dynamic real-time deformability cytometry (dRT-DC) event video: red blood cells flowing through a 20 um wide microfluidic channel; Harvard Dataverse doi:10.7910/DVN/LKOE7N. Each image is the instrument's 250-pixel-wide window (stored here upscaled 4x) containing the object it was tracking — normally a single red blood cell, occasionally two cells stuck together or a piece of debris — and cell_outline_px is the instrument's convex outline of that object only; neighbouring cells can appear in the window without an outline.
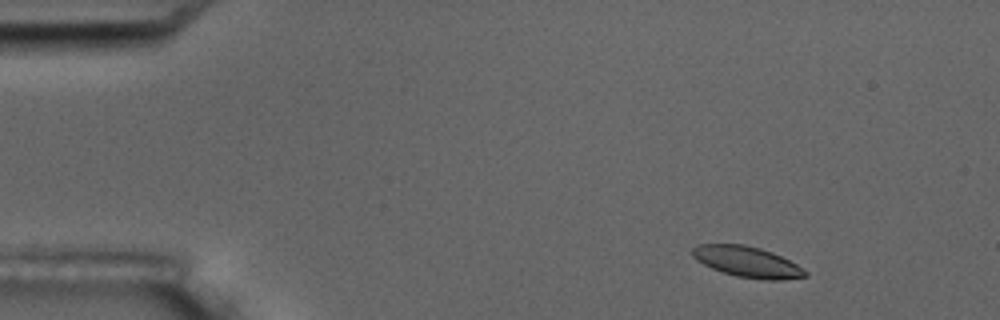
{"species": "common noctule bat (a hibernating species)", "species_latin": "Nyctalus noctula", "temperature_condition": "room temperature", "stored_images_in_passage": 4, "camera_frame_rate_fps": 3000, "um_per_image_px": 0.085, "animal": {"sex": "male", "body_mass_g": 17.5, "forearm_length_mm": 52.3}, "frame": {"image": 1, "passage_image": 2, "time_ms": 1.0, "image_size_px": [1000, 320], "cell_outline_px": [[808, 276], [784, 280], [764, 280], [736, 276], [712, 268], [696, 260], [692, 256], [692, 248], [696, 244], [744, 244], [760, 248], [772, 252], [796, 264], [808, 272]], "centroid_in_image_um": [63.51, 22.25], "position_along_channel_um": 21.5, "area_um2": 20.23}}
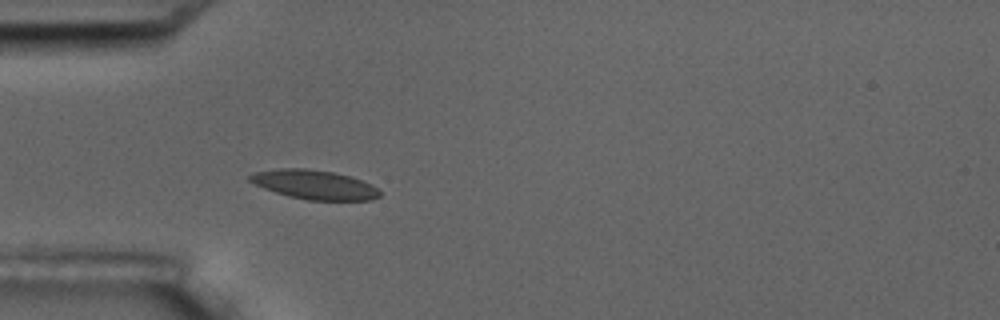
{"frame": {"image": 2, "passage_image": 4, "time_ms": 4.333, "image_size_px": [1000, 320], "cell_outline_px": [[380, 196], [372, 200], [308, 200], [288, 196], [264, 188], [248, 180], [248, 176], [256, 172], [280, 168], [304, 168], [332, 172], [348, 176], [372, 184], [380, 192]], "centroid_in_image_um": [26.72, 15.7], "position_along_channel_um": 58.3, "area_um2": 21.85}}